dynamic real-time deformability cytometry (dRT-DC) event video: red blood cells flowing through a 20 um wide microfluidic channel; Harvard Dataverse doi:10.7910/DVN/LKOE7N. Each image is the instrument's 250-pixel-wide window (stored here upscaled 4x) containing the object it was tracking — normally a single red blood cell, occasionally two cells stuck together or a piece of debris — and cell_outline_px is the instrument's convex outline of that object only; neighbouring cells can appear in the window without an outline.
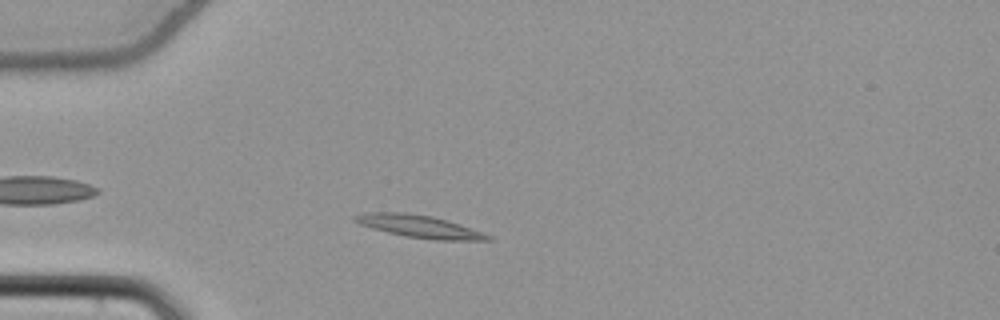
{"species": "common noctule bat (a hibernating species)", "species_latin": "Nyctalus noctula", "temperature_condition": "cold", "stored_images_in_passage": 48, "camera_frame_rate_fps": 3000, "um_per_image_px": 0.085, "animal": {"sex": "female", "body_mass_g": 22.7, "forearm_length_mm": 54.2}, "frame": {"image": 1, "passage_image": 9, "time_ms": 2.667, "image_size_px": [1000, 320], "cell_outline_px": [[496, 240], [436, 240], [404, 236], [372, 228], [360, 224], [352, 220], [352, 216], [364, 212], [404, 212], [432, 216], [448, 220], [460, 224], [492, 236]], "centroid_in_image_um": [35.63, 19.24], "position_along_channel_um": 49.4, "area_um2": 17.51}}
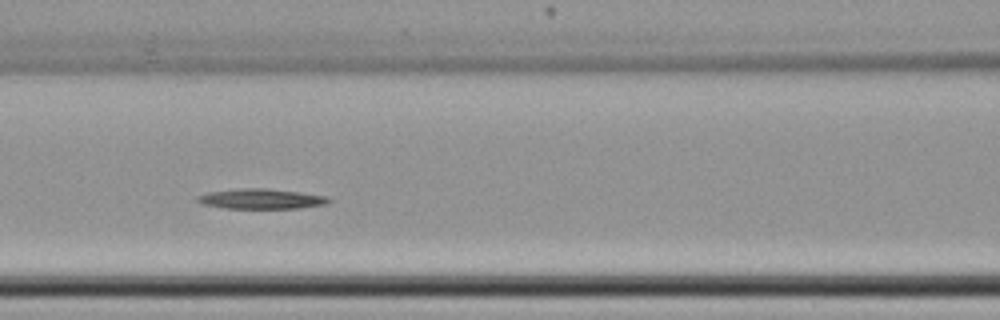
{"frame": {"image": 2, "passage_image": 18, "time_ms": 5.667, "image_size_px": [1000, 320], "cell_outline_px": [[332, 200], [328, 204], [300, 208], [224, 208], [204, 204], [196, 200], [196, 196], [208, 192], [240, 188], [268, 188], [300, 192], [328, 196]], "centroid_in_image_um": [22.24, 16.89], "position_along_channel_um": 144.4, "area_um2": 15.49}}
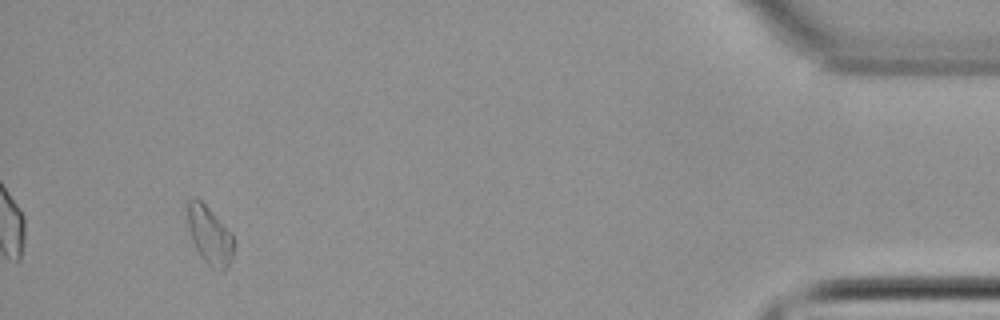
{"frame": {"image": 3, "passage_image": 45, "time_ms": 14.667, "image_size_px": [1000, 320], "cell_outline_px": [[232, 260], [228, 268], [224, 272], [220, 272], [212, 268], [200, 256], [192, 240], [188, 228], [184, 208], [184, 200], [196, 196], [232, 232]], "centroid_in_image_um": [17.76, 19.96], "position_along_channel_um": 417.4, "area_um2": 16.18}}